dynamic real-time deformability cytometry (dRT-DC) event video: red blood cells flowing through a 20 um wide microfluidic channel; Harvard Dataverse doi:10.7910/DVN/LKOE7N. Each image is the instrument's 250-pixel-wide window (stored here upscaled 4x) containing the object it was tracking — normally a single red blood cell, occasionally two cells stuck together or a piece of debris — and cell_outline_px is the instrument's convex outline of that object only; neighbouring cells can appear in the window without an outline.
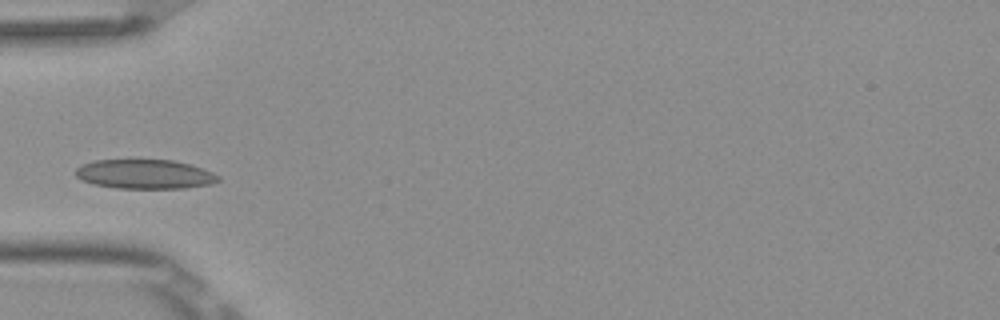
{"species": "Egyptian fruit bat (a non-hibernating species)", "species_latin": "Rousettus aegyptiacus", "temperature_condition": "room temperature", "stored_images_in_passage": 3, "camera_frame_rate_fps": 3000, "um_per_image_px": 0.085, "frame": {"image": 1, "passage_image": 3, "time_ms": 0.667, "image_size_px": [1000, 320], "cell_outline_px": [[220, 180], [212, 184], [184, 188], [116, 188], [92, 184], [80, 180], [76, 176], [76, 168], [92, 160], [132, 156], [172, 160], [188, 164], [212, 172], [220, 176]], "centroid_in_image_um": [12.24, 14.75], "position_along_channel_um": 72.8, "area_um2": 25.49}}